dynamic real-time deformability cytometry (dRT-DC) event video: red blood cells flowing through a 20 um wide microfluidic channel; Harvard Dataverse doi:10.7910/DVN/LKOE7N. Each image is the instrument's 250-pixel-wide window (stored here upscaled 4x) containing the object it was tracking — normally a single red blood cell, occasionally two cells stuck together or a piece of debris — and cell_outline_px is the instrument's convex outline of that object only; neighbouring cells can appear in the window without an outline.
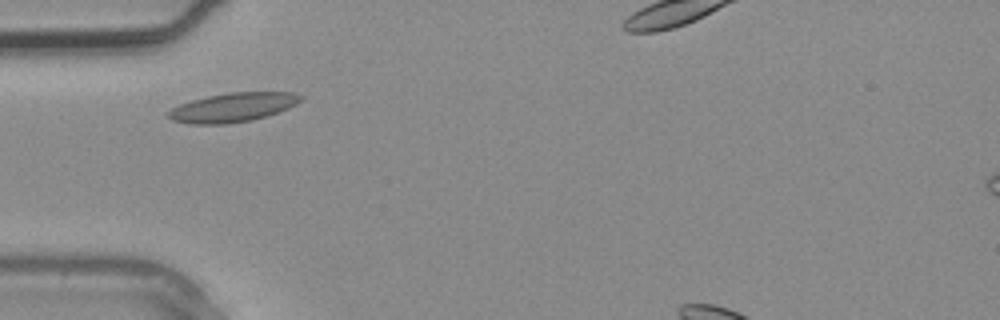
{"species": "common noctule bat (a hibernating species)", "species_latin": "Nyctalus noctula", "temperature_condition": "warm", "stored_images_in_passage": 1, "camera_frame_rate_fps": 3000, "um_per_image_px": 0.085, "animal": {"sex": "male", "body_mass_g": 20.4}, "frame": {"image": 1, "passage_image": 1, "time_ms": 0.0, "image_size_px": [1000, 320], "cell_outline_px": [[304, 96], [296, 104], [288, 108], [252, 120], [224, 124], [188, 124], [172, 120], [168, 116], [168, 112], [172, 108], [180, 104], [192, 100], [208, 96], [228, 92], [296, 92]], "centroid_in_image_um": [19.79, 9.12], "position_along_channel_um": 65.2, "area_um2": 22.31}}